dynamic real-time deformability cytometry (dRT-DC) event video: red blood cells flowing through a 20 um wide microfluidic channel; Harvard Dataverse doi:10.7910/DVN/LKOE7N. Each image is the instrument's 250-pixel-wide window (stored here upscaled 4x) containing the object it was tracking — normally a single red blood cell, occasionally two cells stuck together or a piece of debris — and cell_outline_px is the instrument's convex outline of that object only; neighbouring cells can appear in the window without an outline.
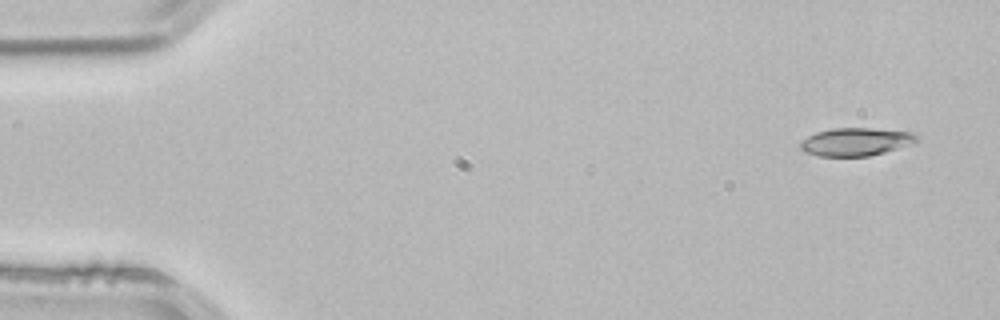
{"species": "common noctule bat (a hibernating species)", "species_latin": "Nyctalus noctula", "temperature_condition": "room temperature", "stored_images_in_passage": 3, "camera_frame_rate_fps": 3000, "um_per_image_px": 0.085, "animal": {"sex": "male", "body_mass_g": 21.5, "forearm_length_mm": 52.0}, "frame": {"image": 1, "passage_image": 1, "time_ms": 0.0, "image_size_px": [1000, 320], "cell_outline_px": [[920, 136], [916, 144], [868, 156], [820, 156], [804, 152], [800, 148], [800, 140], [816, 132], [832, 128], [868, 128], [912, 132]], "centroid_in_image_um": [72.78, 12.05], "position_along_channel_um": 12.2, "area_um2": 19.19}}
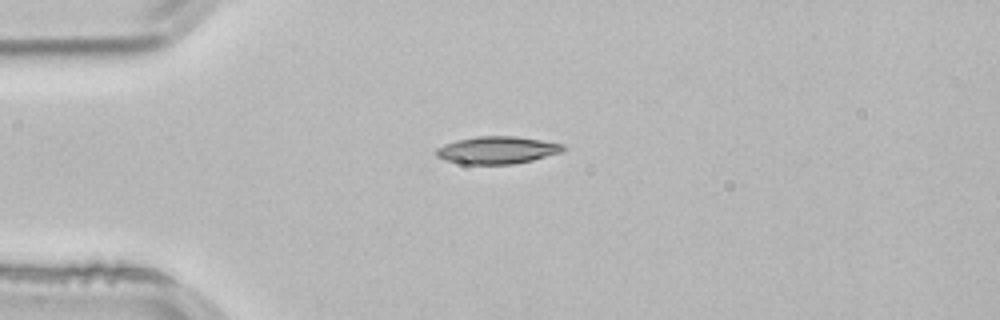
{"frame": {"image": 2, "passage_image": 3, "time_ms": 0.667, "image_size_px": [1000, 320], "cell_outline_px": [[564, 148], [560, 152], [532, 160], [512, 164], [464, 164], [448, 160], [436, 156], [436, 148], [444, 144], [456, 140], [480, 136], [512, 136], [540, 140], [564, 144]], "centroid_in_image_um": [42.23, 12.75], "position_along_channel_um": 42.8, "area_um2": 19.94}}